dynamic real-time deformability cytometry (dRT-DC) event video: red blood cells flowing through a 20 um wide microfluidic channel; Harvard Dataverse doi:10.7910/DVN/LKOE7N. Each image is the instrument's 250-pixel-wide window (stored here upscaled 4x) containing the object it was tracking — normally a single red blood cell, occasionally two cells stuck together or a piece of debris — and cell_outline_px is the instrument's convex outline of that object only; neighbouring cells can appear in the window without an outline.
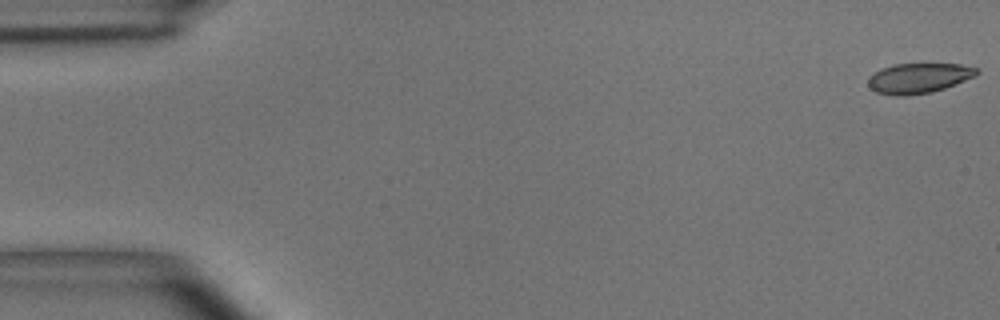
{"species": "common noctule bat (a hibernating species)", "species_latin": "Nyctalus noctula", "temperature_condition": "room temperature", "stored_images_in_passage": 55, "camera_frame_rate_fps": 3000, "um_per_image_px": 0.085, "animal": {"sex": "male", "body_mass_g": 15.6}, "frame": {"image": 1, "passage_image": 1, "time_ms": 0.0, "image_size_px": [1000, 320], "cell_outline_px": [[980, 72], [976, 76], [956, 84], [932, 92], [904, 96], [896, 96], [876, 92], [868, 84], [868, 76], [892, 64], [960, 64], [980, 68]], "centroid_in_image_um": [78.13, 6.64], "position_along_channel_um": 6.9, "area_um2": 19.07}}
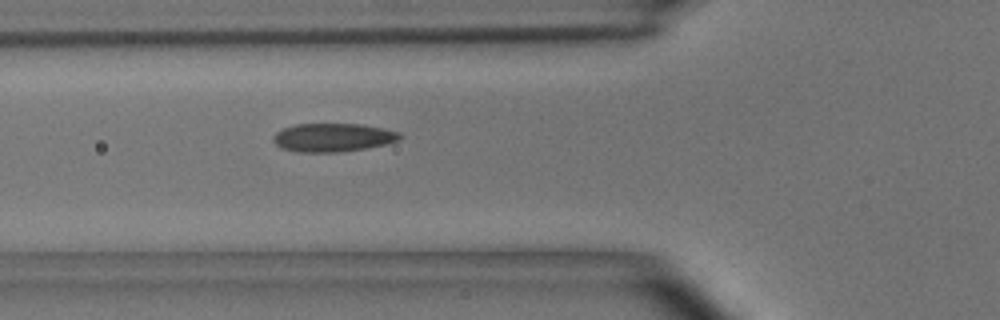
{"frame": {"image": 2, "passage_image": 20, "time_ms": 6.333, "image_size_px": [1000, 320], "cell_outline_px": [[404, 136], [400, 140], [388, 144], [368, 148], [340, 152], [296, 152], [280, 148], [272, 140], [272, 136], [276, 132], [284, 128], [296, 124], [360, 124], [400, 132]], "centroid_in_image_um": [28.31, 11.7], "position_along_channel_um": 97.5, "area_um2": 21.21}}
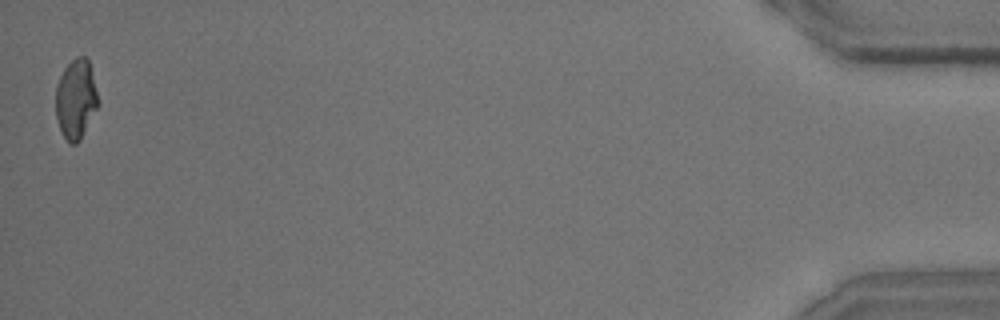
{"frame": {"image": 3, "passage_image": 55, "time_ms": 18.0, "image_size_px": [1000, 320], "cell_outline_px": [[100, 104], [80, 140], [76, 144], [72, 144], [64, 136], [60, 128], [56, 116], [56, 84], [64, 68], [76, 56], [84, 56], [88, 60]], "centroid_in_image_um": [6.46, 8.42], "position_along_channel_um": 428.7, "area_um2": 19.54}, "authors_computed_cell_mechanics": {"area_um2": 20.4034, "velocity_mm_per_s": 3.6145, "shape_relaxation_time_tau1_ms": 4.7802, "shape_relaxation_time_tau2_ms": 1.4005, "deformation_change_tau1": 0.1455, "deformation_change_tau2": 0.0842}}